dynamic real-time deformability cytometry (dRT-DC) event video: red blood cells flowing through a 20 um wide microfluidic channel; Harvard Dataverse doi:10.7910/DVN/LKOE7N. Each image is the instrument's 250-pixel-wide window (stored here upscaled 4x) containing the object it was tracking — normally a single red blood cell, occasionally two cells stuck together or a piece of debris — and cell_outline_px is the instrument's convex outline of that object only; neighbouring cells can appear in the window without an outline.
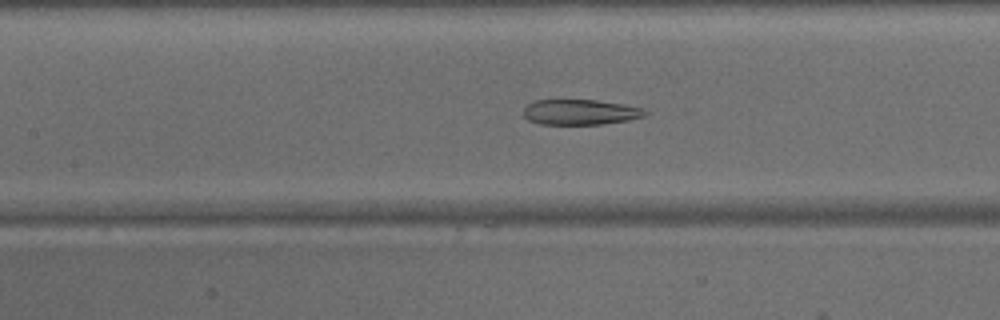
{"species": "common noctule bat (a hibernating species)", "species_latin": "Nyctalus noctula", "temperature_condition": "warm", "stored_images_in_passage": 46, "camera_frame_rate_fps": 3000, "um_per_image_px": 0.085, "animal": {"sex": "male", "body_mass_g": 15.6}, "frame": {"image": 1, "passage_image": 20, "time_ms": 6.333, "image_size_px": [1000, 320], "cell_outline_px": [[648, 112], [644, 116], [628, 120], [600, 124], [540, 124], [528, 120], [524, 116], [524, 108], [528, 104], [536, 100], [596, 100], [644, 108]], "centroid_in_image_um": [49.31, 9.53], "position_along_channel_um": 158.1, "area_um2": 17.8}}
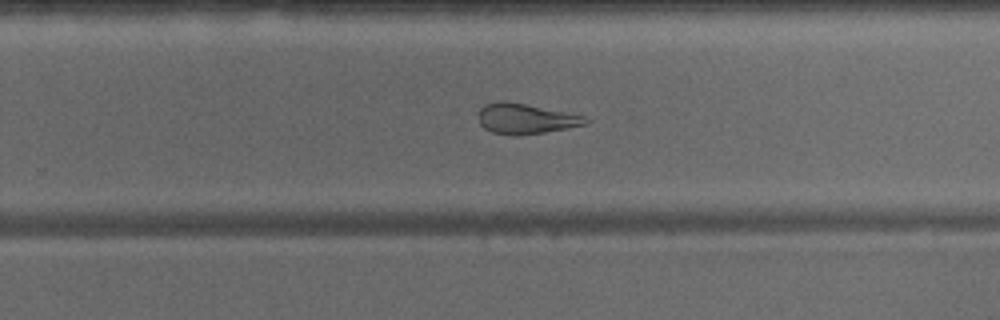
{"frame": {"image": 2, "passage_image": 29, "time_ms": 9.333, "image_size_px": [1000, 320], "cell_outline_px": [[592, 120], [588, 124], [568, 128], [544, 132], [516, 136], [512, 136], [492, 132], [484, 128], [480, 124], [476, 112], [484, 104], [500, 100], [504, 100], [584, 116]], "centroid_in_image_um": [44.63, 10.09], "position_along_channel_um": 285.2, "area_um2": 19.07}}
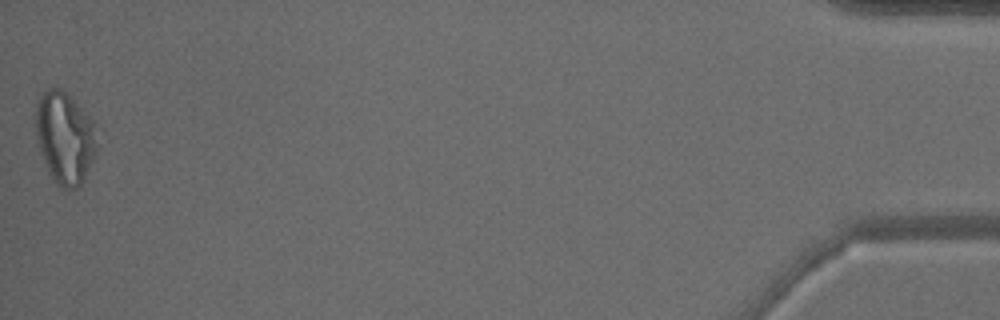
{"frame": {"image": 3, "passage_image": 46, "time_ms": 15.0, "image_size_px": [1000, 320], "cell_outline_px": [[96, 148], [92, 160], [80, 184], [76, 188], [60, 188], [52, 180], [48, 172], [36, 136], [32, 112], [40, 96], [48, 88], [56, 84], [92, 120], [96, 144]], "centroid_in_image_um": [5.43, 11.67], "position_along_channel_um": 429.8, "area_um2": 32.48}}